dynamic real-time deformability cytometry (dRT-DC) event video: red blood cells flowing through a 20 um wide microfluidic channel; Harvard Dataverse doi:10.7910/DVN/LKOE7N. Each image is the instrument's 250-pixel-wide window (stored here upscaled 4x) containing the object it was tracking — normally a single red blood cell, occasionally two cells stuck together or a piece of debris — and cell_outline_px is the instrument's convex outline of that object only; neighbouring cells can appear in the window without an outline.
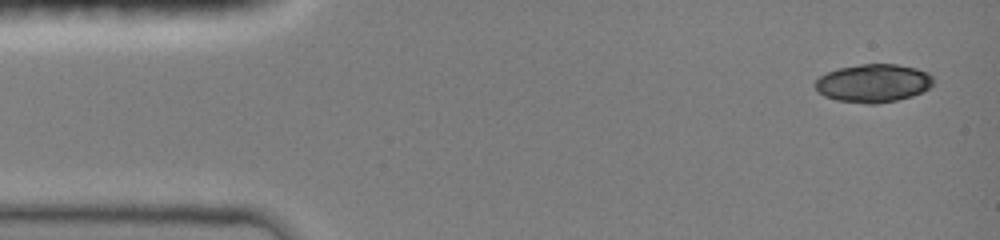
{"species": "common noctule bat (a hibernating species)", "species_latin": "Nyctalus noctula", "temperature_condition": "room temperature", "stored_images_in_passage": 7, "camera_frame_rate_fps": 3000, "um_per_image_px": 0.085, "animal": {"sex": "female", "body_mass_g": 19.0, "forearm_length_mm": 51.5}, "frame": {"image": 1, "passage_image": 1, "time_ms": 0.0, "image_size_px": [1000, 240], "cell_outline_px": [[932, 84], [924, 92], [912, 96], [896, 100], [876, 104], [864, 104], [836, 100], [824, 96], [816, 88], [816, 80], [820, 76], [828, 72], [840, 68], [860, 64], [896, 64], [916, 68], [928, 72], [932, 76]], "centroid_in_image_um": [74.25, 7.07], "position_along_channel_um": 10.8, "area_um2": 26.24}}
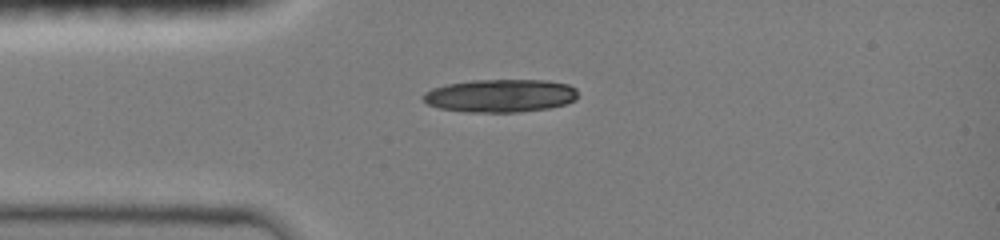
{"frame": {"image": 2, "passage_image": 6, "time_ms": 3.0, "image_size_px": [1000, 240], "cell_outline_px": [[576, 100], [564, 104], [548, 108], [516, 112], [468, 112], [440, 108], [428, 104], [424, 100], [424, 92], [432, 88], [448, 84], [472, 80], [548, 80], [568, 84], [576, 88]], "centroid_in_image_um": [42.54, 8.13], "position_along_channel_um": 42.5, "area_um2": 29.65}}